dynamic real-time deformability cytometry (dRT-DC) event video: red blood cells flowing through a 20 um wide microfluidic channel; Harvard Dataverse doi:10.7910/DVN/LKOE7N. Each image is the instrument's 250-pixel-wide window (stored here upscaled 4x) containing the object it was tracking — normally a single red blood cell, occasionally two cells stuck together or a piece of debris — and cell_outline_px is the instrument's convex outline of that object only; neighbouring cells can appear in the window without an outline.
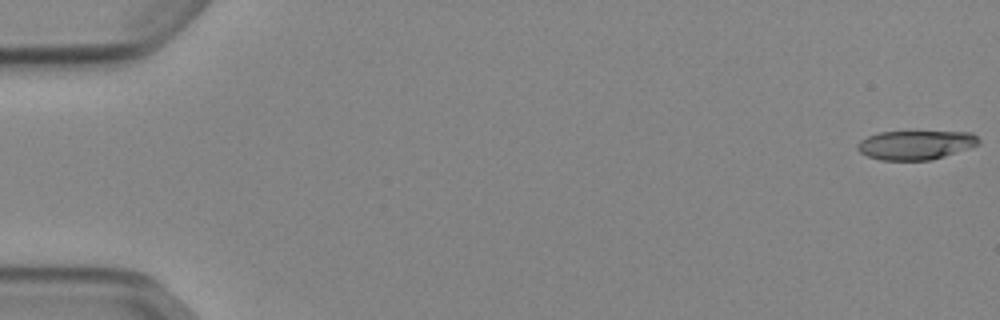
{"species": "Egyptian fruit bat (a non-hibernating species)", "species_latin": "Rousettus aegyptiacus", "temperature_condition": "cold", "stored_images_in_passage": 53, "camera_frame_rate_fps": 3000, "um_per_image_px": 0.085, "animal": {"sex": "female"}, "frame": {"image": 1, "passage_image": 1, "time_ms": 0.0, "image_size_px": [1000, 320], "cell_outline_px": [[980, 144], [944, 156], [928, 160], [880, 160], [868, 156], [860, 152], [856, 148], [856, 144], [860, 140], [868, 136], [880, 132], [972, 132], [980, 140]], "centroid_in_image_um": [77.81, 12.32], "position_along_channel_um": 7.2, "area_um2": 20.4}}
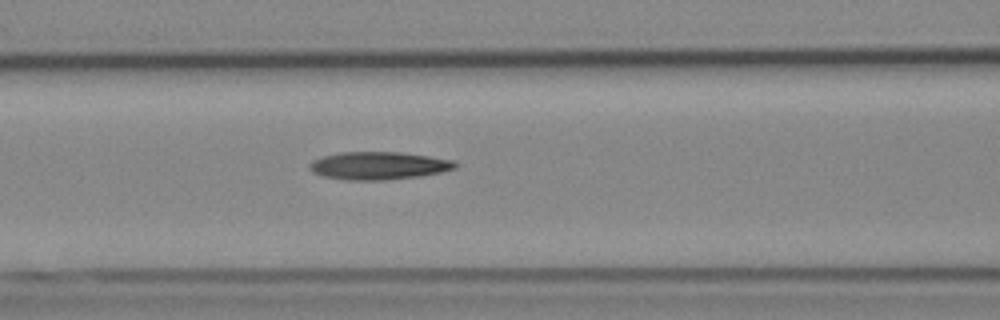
{"frame": {"image": 2, "passage_image": 23, "time_ms": 7.333, "image_size_px": [1000, 320], "cell_outline_px": [[456, 168], [440, 172], [420, 176], [384, 180], [344, 180], [324, 176], [312, 172], [308, 168], [308, 164], [312, 160], [324, 156], [340, 152], [400, 152], [428, 156], [452, 160], [456, 164]], "centroid_in_image_um": [32.13, 14.08], "position_along_channel_um": 134.5, "area_um2": 23.52}}
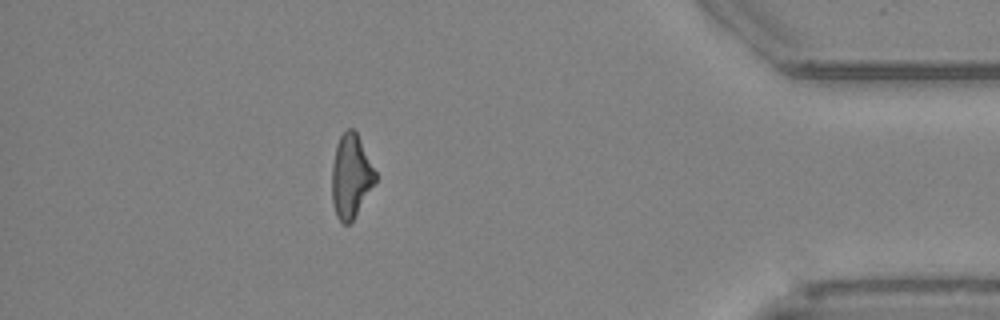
{"frame": {"image": 3, "passage_image": 47, "time_ms": 15.333, "image_size_px": [1000, 320], "cell_outline_px": [[376, 180], [352, 220], [348, 224], [344, 224], [336, 216], [332, 200], [332, 164], [336, 144], [340, 136], [348, 128], [352, 128], [356, 132], [376, 172]], "centroid_in_image_um": [29.8, 14.96], "position_along_channel_um": 405.4, "area_um2": 20.75}, "authors_computed_cell_mechanics": {"area_um2": 22.4842, "velocity_mm_per_s": 3.916, "shape_relaxation_time_tau1_ms": 7.9812, "shape_relaxation_time_tau2_ms": 5.7181, "deformation_change_tau1": 0.2051, "deformation_change_tau2": 0.1973}}